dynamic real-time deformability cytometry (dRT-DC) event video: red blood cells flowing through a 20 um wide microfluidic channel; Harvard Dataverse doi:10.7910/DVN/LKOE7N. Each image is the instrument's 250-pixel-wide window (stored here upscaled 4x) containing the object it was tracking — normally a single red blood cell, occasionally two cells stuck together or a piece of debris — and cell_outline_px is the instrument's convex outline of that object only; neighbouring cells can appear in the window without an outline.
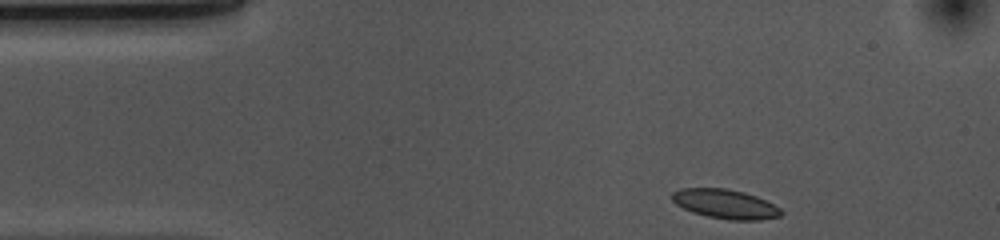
{"species": "common noctule bat (a hibernating species)", "species_latin": "Nyctalus noctula", "temperature_condition": "cold", "stored_images_in_passage": 37, "camera_frame_rate_fps": 3000, "um_per_image_px": 0.085, "animal": {"sex": "female", "body_mass_g": 10.0, "forearm_length_mm": 53.1}, "frame": {"image": 1, "passage_image": 1, "time_ms": 0.0, "image_size_px": [1000, 240], "cell_outline_px": [[784, 212], [780, 216], [760, 220], [728, 220], [708, 216], [692, 212], [676, 204], [672, 200], [672, 192], [680, 188], [728, 188], [744, 192], [756, 196], [780, 208]], "centroid_in_image_um": [61.64, 17.34], "position_along_channel_um": 23.4, "area_um2": 18.61}}
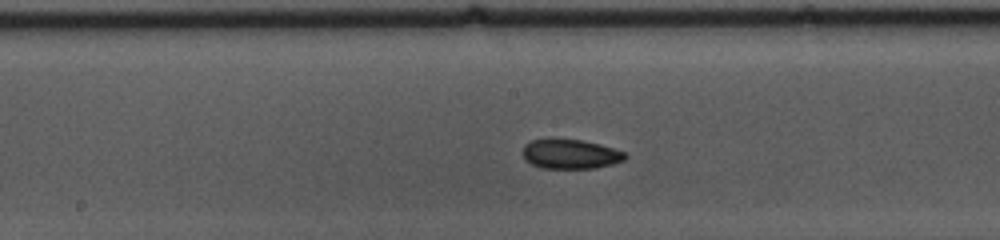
{"frame": {"image": 2, "passage_image": 20, "time_ms": 6.333, "image_size_px": [1000, 240], "cell_outline_px": [[628, 156], [624, 160], [612, 164], [592, 168], [540, 168], [524, 160], [524, 144], [532, 140], [548, 136], [580, 140], [600, 144], [624, 152]], "centroid_in_image_um": [48.43, 13.06], "position_along_channel_um": 199.8, "area_um2": 17.98}}
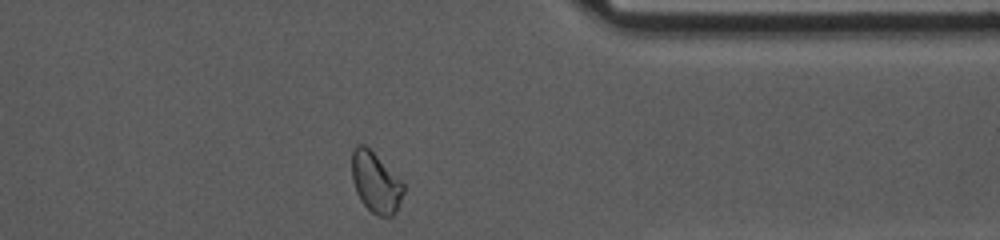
{"frame": {"image": 3, "passage_image": 36, "time_ms": 11.667, "image_size_px": [1000, 240], "cell_outline_px": [[404, 192], [396, 212], [392, 216], [380, 216], [372, 212], [360, 200], [356, 192], [352, 180], [352, 148], [356, 144], [364, 144], [404, 184]], "centroid_in_image_um": [31.91, 15.51], "position_along_channel_um": 379.5, "area_um2": 17.92}, "authors_computed_cell_mechanics": {"area_um2": 18.0914, "velocity_mm_per_s": 3.629, "shape_relaxation_time_tau1_ms": 4.4207, "shape_relaxation_time_tau2_ms": 4.1853, "deformation_change_tau1": 0.0706, "deformation_change_tau2": 0.0669}}